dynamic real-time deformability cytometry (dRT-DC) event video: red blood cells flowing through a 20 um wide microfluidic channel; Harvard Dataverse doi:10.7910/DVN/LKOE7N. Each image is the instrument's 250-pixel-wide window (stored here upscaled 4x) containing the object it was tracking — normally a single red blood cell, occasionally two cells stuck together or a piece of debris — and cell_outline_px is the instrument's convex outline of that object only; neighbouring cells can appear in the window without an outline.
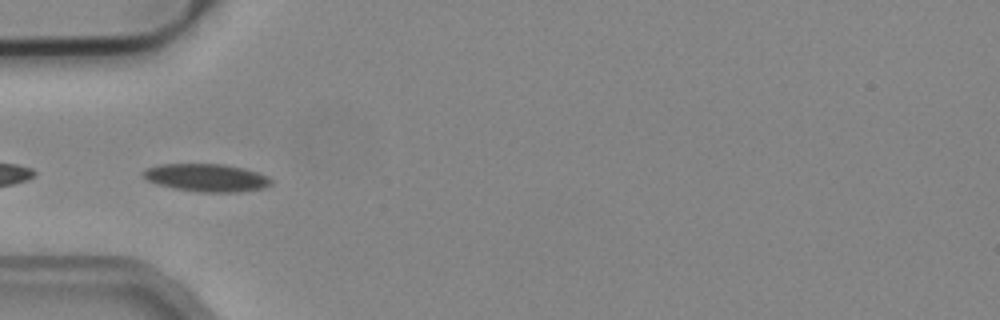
{"species": "common noctule bat (a hibernating species)", "species_latin": "Nyctalus noctula", "temperature_condition": "cold", "stored_images_in_passage": 37, "camera_frame_rate_fps": 3000, "um_per_image_px": 0.085, "animal": {"sex": "male", "body_mass_g": 19.2, "forearm_length_mm": 51.8}, "frame": {"image": 1, "passage_image": 1, "time_ms": 0.0, "image_size_px": [1000, 320], "cell_outline_px": [[272, 184], [264, 188], [240, 192], [200, 192], [176, 188], [156, 184], [148, 180], [140, 172], [148, 168], [160, 164], [224, 164], [244, 168], [268, 176], [272, 180]], "centroid_in_image_um": [17.58, 15.1], "position_along_channel_um": 67.4, "area_um2": 20.69}}
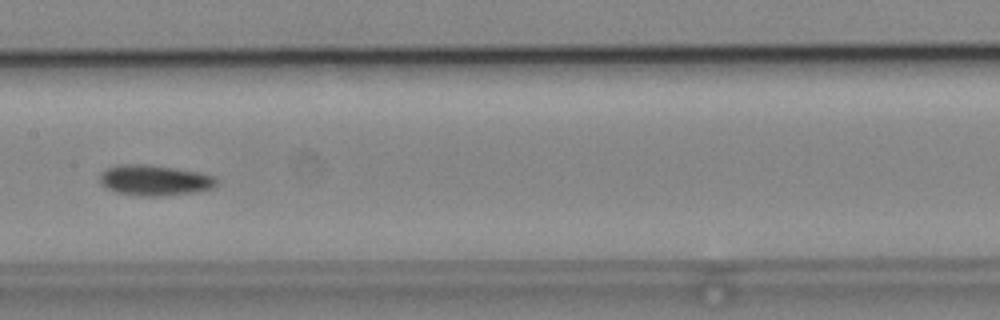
{"frame": {"image": 2, "passage_image": 11, "time_ms": 3.333, "image_size_px": [1000, 320], "cell_outline_px": [[220, 180], [212, 188], [192, 192], [152, 196], [148, 196], [116, 192], [104, 188], [100, 184], [100, 172], [108, 168], [120, 164], [148, 164], [200, 172], [216, 176]], "centroid_in_image_um": [13.13, 15.3], "position_along_channel_um": 194.3, "area_um2": 20.75}, "authors_computed_cell_mechanics": {"area_um2": 19.4208, "velocity_mm_per_s": 3.8049, "shape_relaxation_time_tau1_ms": 10.6384, "shape_relaxation_time_tau2_ms": null, "deformation_change_tau1": 0.1493, "deformation_change_tau2": null}}